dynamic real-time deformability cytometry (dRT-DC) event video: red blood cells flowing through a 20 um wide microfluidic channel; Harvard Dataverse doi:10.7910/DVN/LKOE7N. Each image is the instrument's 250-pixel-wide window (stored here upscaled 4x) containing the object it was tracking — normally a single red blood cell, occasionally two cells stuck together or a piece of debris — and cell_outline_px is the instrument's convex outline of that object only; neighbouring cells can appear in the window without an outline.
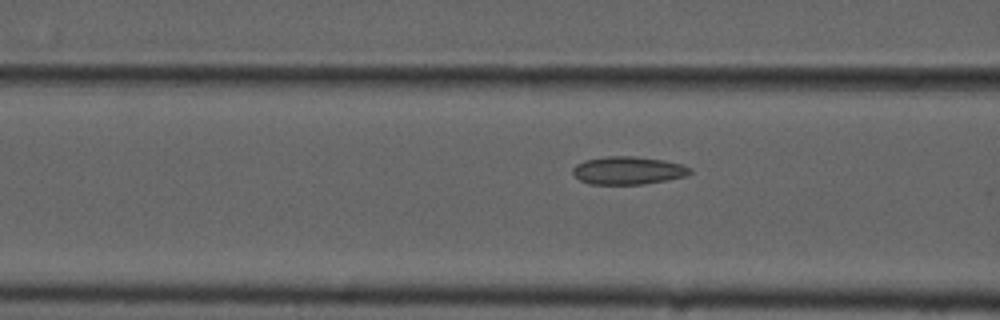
{"species": "common noctule bat (a hibernating species)", "species_latin": "Nyctalus noctula", "temperature_condition": "cold", "stored_images_in_passage": 20, "camera_frame_rate_fps": 3000, "um_per_image_px": 0.085, "animal": {"sex": "male", "forearm_length_mm": 52.5}, "frame": {"image": 1, "passage_image": 17, "time_ms": 5.333, "image_size_px": [1000, 320], "cell_outline_px": [[692, 172], [684, 176], [668, 180], [644, 184], [588, 184], [580, 180], [572, 172], [572, 168], [576, 164], [584, 160], [608, 156], [632, 156], [664, 160], [680, 164], [692, 168]], "centroid_in_image_um": [53.37, 14.49], "position_along_channel_um": 113.2, "area_um2": 19.07}}